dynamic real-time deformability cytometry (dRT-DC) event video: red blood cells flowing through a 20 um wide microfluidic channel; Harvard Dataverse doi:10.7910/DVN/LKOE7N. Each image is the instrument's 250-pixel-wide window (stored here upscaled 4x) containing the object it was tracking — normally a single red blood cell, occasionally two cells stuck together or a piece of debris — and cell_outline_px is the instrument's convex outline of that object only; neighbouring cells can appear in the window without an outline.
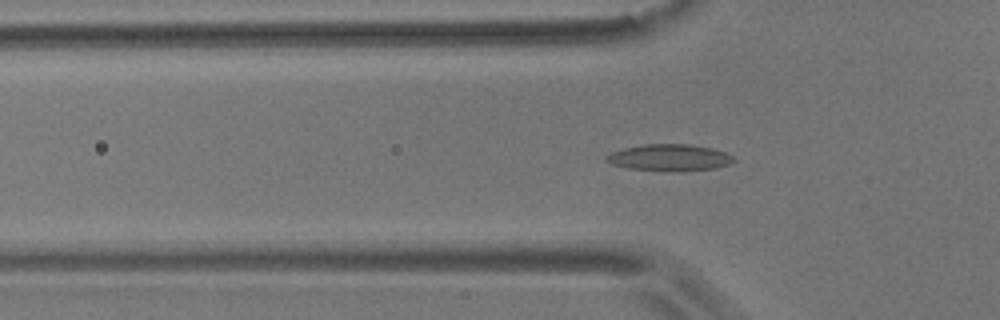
{"species": "common noctule bat (a hibernating species)", "species_latin": "Nyctalus noctula", "temperature_condition": "room temperature", "stored_images_in_passage": 33, "camera_frame_rate_fps": 3000, "um_per_image_px": 0.085, "animal": {"sex": "male", "body_mass_g": 17.9}, "frame": {"image": 1, "passage_image": 2, "time_ms": 0.333, "image_size_px": [1000, 320], "cell_outline_px": [[736, 160], [728, 164], [716, 168], [680, 172], [676, 172], [628, 168], [612, 164], [604, 160], [604, 156], [612, 152], [624, 148], [644, 144], [688, 144], [712, 148], [724, 152], [732, 156]], "centroid_in_image_um": [56.89, 13.4], "position_along_channel_um": 68.9, "area_um2": 19.88}}
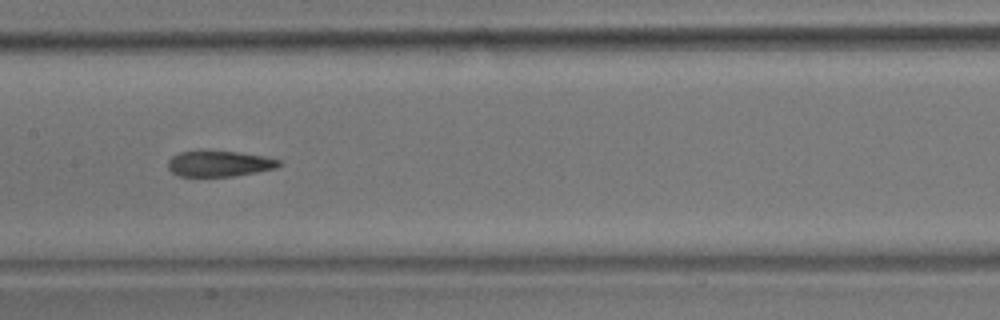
{"frame": {"image": 2, "passage_image": 12, "time_ms": 3.667, "image_size_px": [1000, 320], "cell_outline_px": [[284, 164], [276, 168], [256, 172], [232, 176], [180, 176], [172, 172], [168, 168], [168, 160], [172, 156], [180, 152], [236, 152], [268, 156], [284, 160]], "centroid_in_image_um": [18.73, 13.92], "position_along_channel_um": 188.7, "area_um2": 16.59}}
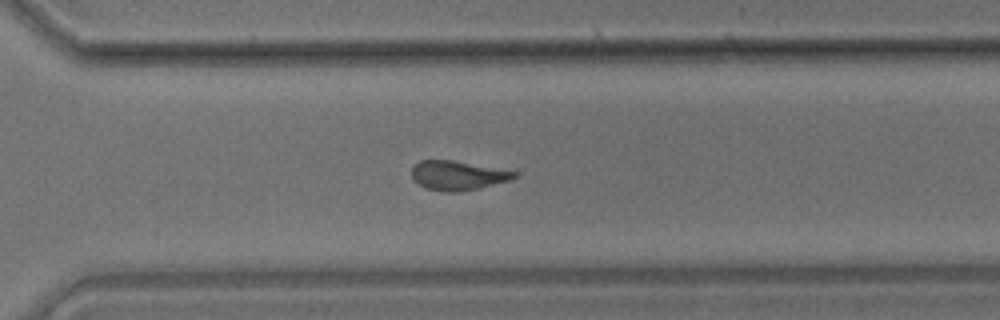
{"frame": {"image": 3, "passage_image": 24, "time_ms": 7.667, "image_size_px": [1000, 320], "cell_outline_px": [[516, 176], [508, 180], [476, 188], [456, 192], [444, 192], [424, 188], [412, 176], [412, 168], [420, 160], [452, 160], [516, 172]], "centroid_in_image_um": [38.84, 14.91], "position_along_channel_um": 331.8, "area_um2": 16.94}, "authors_computed_cell_mechanics": {"area_um2": 17.9758, "velocity_mm_per_s": 3.5841, "shape_relaxation_time_tau1_ms": 8.8957, "shape_relaxation_time_tau2_ms": 3.343, "deformation_change_tau1": 0.1863, "deformation_change_tau2": 0.1064}}